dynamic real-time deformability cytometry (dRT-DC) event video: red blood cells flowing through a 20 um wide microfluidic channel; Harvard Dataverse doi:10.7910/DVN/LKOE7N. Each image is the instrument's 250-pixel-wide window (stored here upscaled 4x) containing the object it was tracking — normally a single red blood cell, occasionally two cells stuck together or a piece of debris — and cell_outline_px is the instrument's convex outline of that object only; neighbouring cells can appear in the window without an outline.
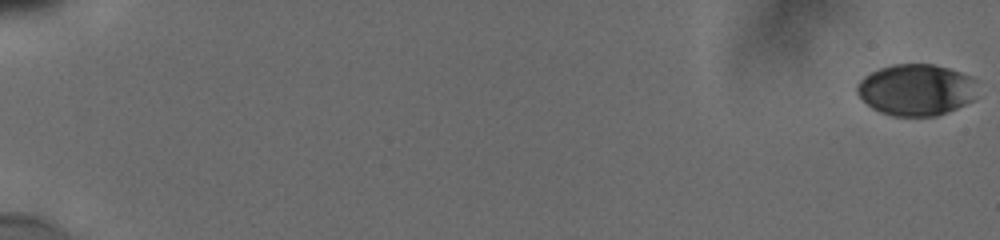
{"species": "human", "species_latin": "Homo sapiens", "temperature_condition": "cold", "stored_images_in_passage": 40, "camera_frame_rate_fps": 3000, "um_per_image_px": 0.085, "donor": {"sex": "male"}, "frame": {"image": 1, "passage_image": 1, "time_ms": 0.0, "image_size_px": [1000, 240], "cell_outline_px": [[976, 100], [948, 112], [936, 116], [892, 116], [880, 112], [872, 108], [856, 92], [856, 84], [864, 76], [880, 68], [892, 64], [932, 64], [948, 68], [972, 76], [976, 80]], "centroid_in_image_um": [77.91, 7.64], "position_along_channel_um": 7.1, "area_um2": 36.47}}
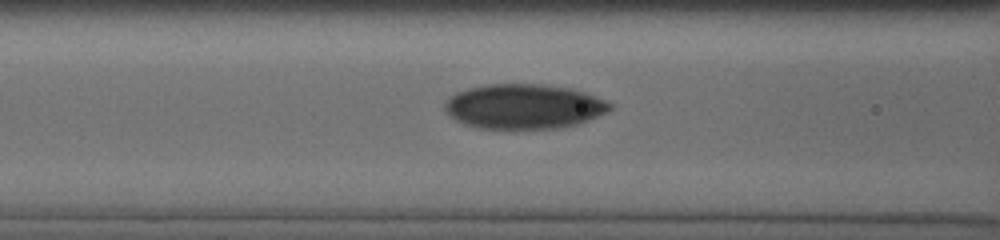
{"frame": {"image": 2, "passage_image": 25, "time_ms": 8.667, "image_size_px": [1000, 240], "cell_outline_px": [[612, 108], [588, 120], [576, 124], [556, 128], [512, 132], [476, 128], [464, 124], [456, 120], [444, 108], [444, 104], [456, 92], [468, 88], [488, 84], [544, 84], [568, 88], [584, 92], [604, 100], [612, 104]], "centroid_in_image_um": [44.48, 9.09], "position_along_channel_um": 122.1, "area_um2": 43.75}}
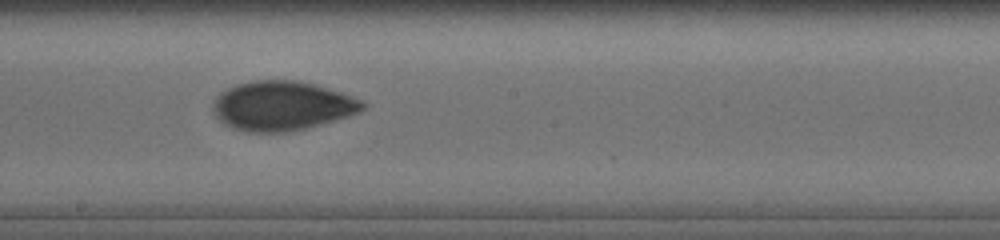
{"frame": {"image": 3, "passage_image": 39, "time_ms": 11.333, "image_size_px": [1000, 240], "cell_outline_px": [[368, 108], [360, 112], [348, 116], [308, 128], [288, 132], [248, 132], [232, 128], [224, 124], [212, 112], [212, 104], [220, 92], [236, 84], [252, 80], [296, 80], [316, 84], [364, 100], [368, 104]], "centroid_in_image_um": [24.0, 8.99], "position_along_channel_um": 224.2, "area_um2": 43.52}}